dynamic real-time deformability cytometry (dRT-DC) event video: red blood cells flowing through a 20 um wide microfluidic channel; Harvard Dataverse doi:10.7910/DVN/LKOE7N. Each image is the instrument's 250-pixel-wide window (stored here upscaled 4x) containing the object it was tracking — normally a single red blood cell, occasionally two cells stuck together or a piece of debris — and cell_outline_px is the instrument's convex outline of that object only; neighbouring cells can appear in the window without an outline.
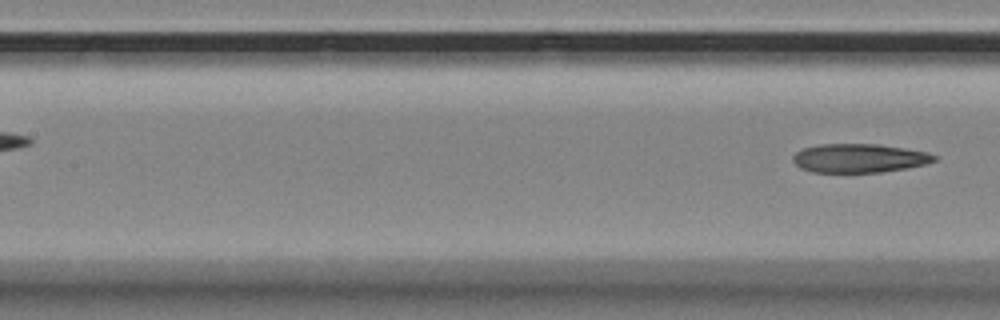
{"species": "Egyptian fruit bat (a non-hibernating species)", "species_latin": "Rousettus aegyptiacus", "temperature_condition": "room temperature", "stored_images_in_passage": 10, "camera_frame_rate_fps": 3000, "um_per_image_px": 0.085, "animal": {"sex": "female"}, "frame": {"image": 1, "passage_image": 10, "time_ms": 3.0, "image_size_px": [1000, 320], "cell_outline_px": [[936, 160], [924, 164], [908, 168], [880, 172], [812, 172], [800, 168], [792, 160], [792, 156], [796, 152], [804, 148], [820, 144], [876, 144], [904, 148], [928, 152], [936, 156]], "centroid_in_image_um": [73.01, 13.44], "position_along_channel_um": 134.4, "area_um2": 23.64}}